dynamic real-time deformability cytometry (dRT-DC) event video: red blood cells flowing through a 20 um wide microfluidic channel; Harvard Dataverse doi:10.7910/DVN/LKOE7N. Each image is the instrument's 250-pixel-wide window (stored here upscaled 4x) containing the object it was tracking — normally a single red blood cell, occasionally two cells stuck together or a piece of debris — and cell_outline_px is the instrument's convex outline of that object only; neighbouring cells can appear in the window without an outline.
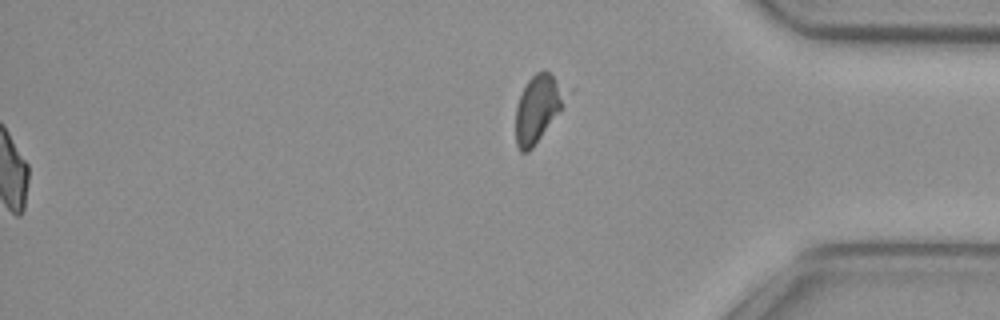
{"species": "common noctule bat (a hibernating species)", "species_latin": "Nyctalus noctula", "temperature_condition": "cold", "stored_images_in_passage": 55, "segment_of_instrument_passage": [2, 2], "camera_frame_rate_fps": 3000, "um_per_image_px": 0.085, "animal": {"sex": "female", "body_mass_g": 29.2, "forearm_length_mm": 56.3}, "frame": {"image": 1, "passage_image": 55, "time_ms": 18.0, "image_size_px": [1000, 320], "cell_outline_px": [[576, 88], [532, 148], [528, 152], [520, 152], [516, 144], [516, 108], [520, 96], [528, 80], [536, 72], [544, 68]], "centroid_in_image_um": [45.85, 9.08], "position_along_channel_um": 389.4, "area_um2": 20.4}}